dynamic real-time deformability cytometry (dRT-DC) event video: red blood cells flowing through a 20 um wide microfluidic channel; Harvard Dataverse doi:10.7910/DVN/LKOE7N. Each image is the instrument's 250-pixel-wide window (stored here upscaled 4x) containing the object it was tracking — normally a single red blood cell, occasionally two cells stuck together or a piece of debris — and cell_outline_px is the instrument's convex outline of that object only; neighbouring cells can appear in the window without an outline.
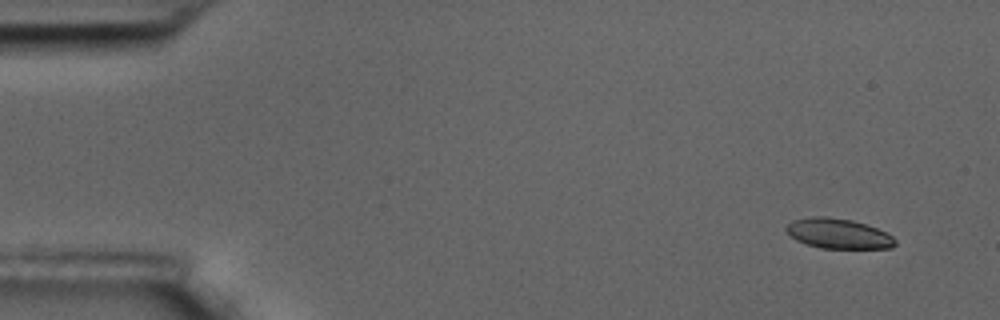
{"species": "common noctule bat (a hibernating species)", "species_latin": "Nyctalus noctula", "temperature_condition": "room temperature", "stored_images_in_passage": 56, "camera_frame_rate_fps": 3000, "um_per_image_px": 0.085, "animal": {"sex": "male", "body_mass_g": 17.5, "forearm_length_mm": 52.3}, "frame": {"image": 1, "passage_image": 1, "time_ms": 0.0, "image_size_px": [1000, 320], "cell_outline_px": [[896, 244], [892, 248], [820, 248], [796, 240], [784, 228], [792, 220], [812, 216], [828, 216], [852, 220], [876, 228], [892, 236], [896, 240]], "centroid_in_image_um": [71.24, 19.85], "position_along_channel_um": 13.8, "area_um2": 18.96}}
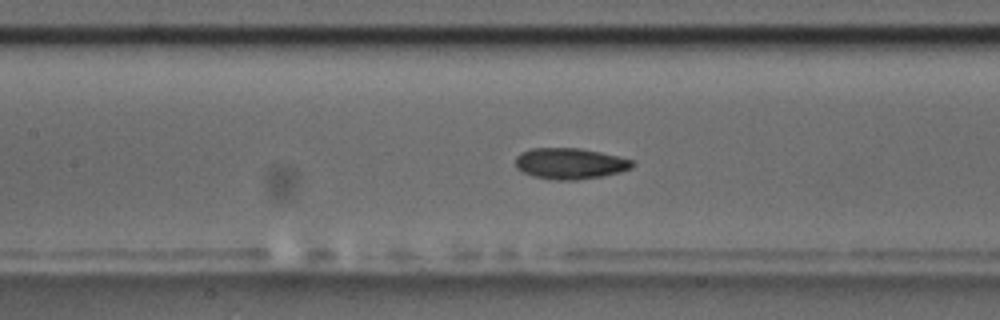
{"frame": {"image": 2, "passage_image": 24, "time_ms": 7.667, "image_size_px": [1000, 320], "cell_outline_px": [[636, 164], [632, 168], [620, 172], [604, 176], [576, 180], [552, 180], [532, 176], [516, 168], [516, 156], [520, 152], [532, 148], [580, 148], [600, 152], [632, 160]], "centroid_in_image_um": [48.45, 13.9], "position_along_channel_um": 159.0, "area_um2": 21.27}}
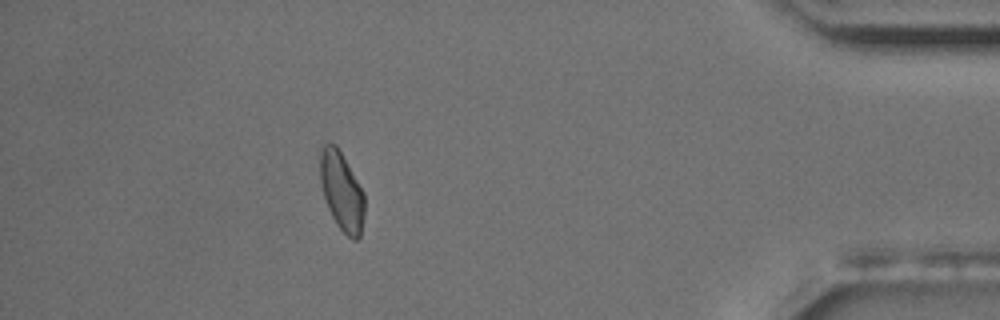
{"frame": {"image": 3, "passage_image": 50, "time_ms": 16.333, "image_size_px": [1000, 320], "cell_outline_px": [[364, 216], [360, 236], [356, 240], [352, 240], [336, 224], [324, 200], [320, 184], [320, 152], [324, 144], [336, 144], [364, 192]], "centroid_in_image_um": [29.03, 16.27], "position_along_channel_um": 406.2, "area_um2": 20.35}, "authors_computed_cell_mechanics": {"area_um2": 20.4901, "velocity_mm_per_s": 3.4168, "shape_relaxation_time_tau1_ms": 4.4593, "shape_relaxation_time_tau2_ms": 2.1955, "deformation_change_tau1": 0.1289, "deformation_change_tau2": 0.0568}}